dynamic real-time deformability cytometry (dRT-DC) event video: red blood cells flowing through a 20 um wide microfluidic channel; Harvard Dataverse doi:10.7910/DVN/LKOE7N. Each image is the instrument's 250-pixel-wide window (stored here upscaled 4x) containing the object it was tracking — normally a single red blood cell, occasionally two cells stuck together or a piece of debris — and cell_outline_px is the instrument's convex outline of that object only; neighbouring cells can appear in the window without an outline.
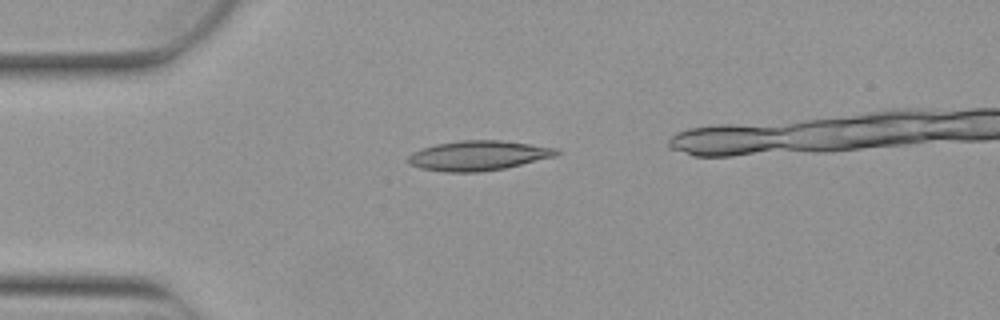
{"species": "Egyptian fruit bat (a non-hibernating species)", "species_latin": "Rousettus aegyptiacus", "temperature_condition": "warm", "stored_images_in_passage": 3, "camera_frame_rate_fps": 3000, "um_per_image_px": 0.085, "animal": {"sex": "female"}, "frame": {"image": 1, "passage_image": 2, "time_ms": 0.333, "image_size_px": [1000, 320], "cell_outline_px": [[560, 152], [556, 156], [504, 168], [480, 172], [444, 172], [420, 168], [404, 160], [412, 152], [420, 148], [436, 144], [460, 140], [500, 140], [556, 148]], "centroid_in_image_um": [40.6, 13.22], "position_along_channel_um": 44.4, "area_um2": 25.72}}